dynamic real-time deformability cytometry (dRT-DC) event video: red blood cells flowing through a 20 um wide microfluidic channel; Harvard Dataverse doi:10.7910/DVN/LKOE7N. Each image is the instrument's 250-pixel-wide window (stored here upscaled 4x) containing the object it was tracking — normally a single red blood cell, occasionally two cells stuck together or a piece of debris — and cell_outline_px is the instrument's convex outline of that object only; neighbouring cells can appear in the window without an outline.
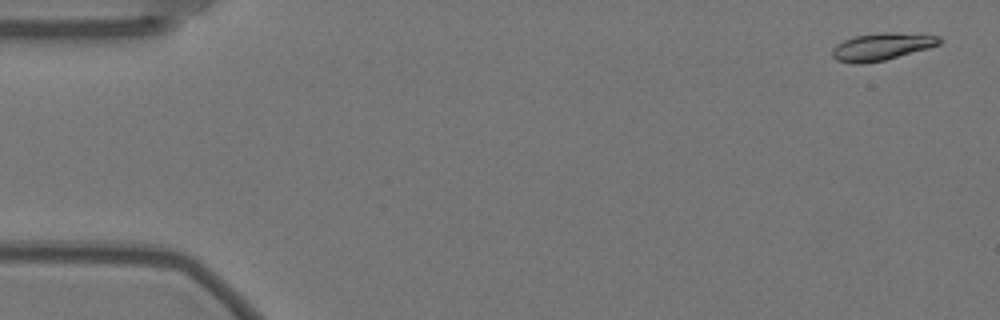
{"species": "Egyptian fruit bat (a non-hibernating species)", "species_latin": "Rousettus aegyptiacus", "temperature_condition": "warm", "stored_images_in_passage": 57, "camera_frame_rate_fps": 3000, "um_per_image_px": 0.085, "animal": {"sex": "female"}, "frame": {"image": 1, "passage_image": 2, "time_ms": 0.333, "image_size_px": [1000, 320], "cell_outline_px": [[944, 40], [940, 44], [928, 48], [884, 60], [864, 64], [852, 64], [836, 60], [832, 56], [832, 48], [836, 44], [844, 40], [856, 36], [880, 32], [896, 32], [940, 36]], "centroid_in_image_um": [74.94, 3.96], "position_along_channel_um": 10.1, "area_um2": 17.17}}
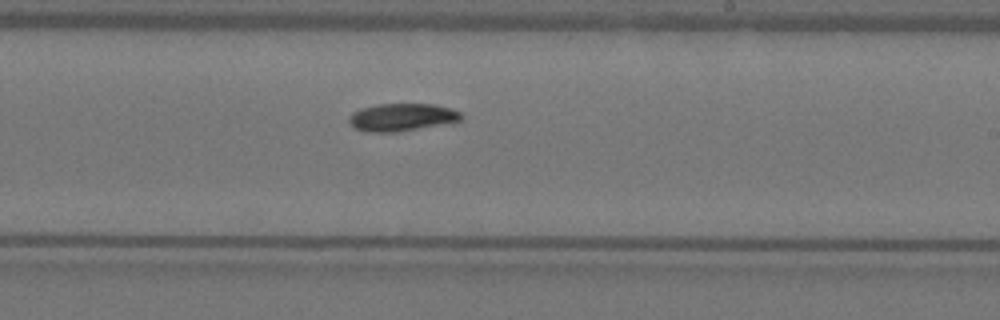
{"frame": {"image": 2, "passage_image": 34, "time_ms": 11.0, "image_size_px": [1000, 320], "cell_outline_px": [[464, 120], [396, 132], [368, 132], [352, 128], [348, 120], [352, 112], [376, 104], [432, 104], [448, 108], [460, 112], [464, 116]], "centroid_in_image_um": [34.14, 9.97], "position_along_channel_um": 254.9, "area_um2": 17.98}}
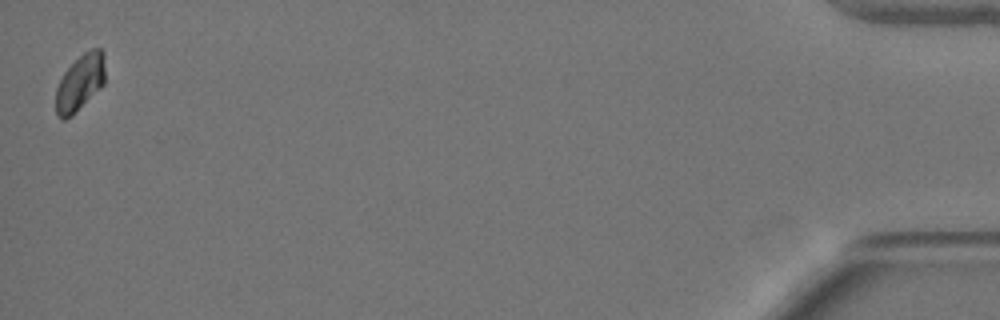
{"frame": {"image": 3, "passage_image": 57, "time_ms": 18.667, "image_size_px": [1000, 320], "cell_outline_px": [[104, 84], [72, 116], [64, 120], [60, 120], [56, 116], [56, 88], [64, 72], [84, 52], [92, 48], [100, 48], [104, 52]], "centroid_in_image_um": [6.79, 7.05], "position_along_channel_um": 428.4, "area_um2": 16.13}, "authors_computed_cell_mechanics": {"area_um2": 17.3978, "velocity_mm_per_s": 3.4991, "shape_relaxation_time_tau1_ms": 4.4466, "shape_relaxation_time_tau2_ms": null, "deformation_change_tau1": 0.1274, "deformation_change_tau2": null}}